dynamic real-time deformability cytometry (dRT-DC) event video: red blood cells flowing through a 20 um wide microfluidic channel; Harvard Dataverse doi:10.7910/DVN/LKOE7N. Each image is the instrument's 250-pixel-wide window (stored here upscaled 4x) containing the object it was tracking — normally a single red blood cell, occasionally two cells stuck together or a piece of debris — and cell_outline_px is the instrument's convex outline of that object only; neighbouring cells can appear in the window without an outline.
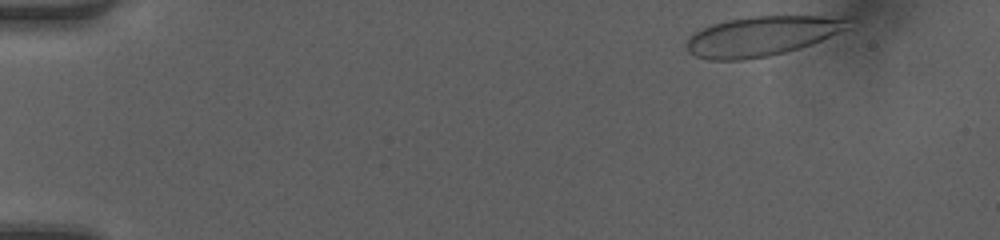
{"species": "human", "species_latin": "Homo sapiens", "temperature_condition": "room temperature", "stored_images_in_passage": 35, "camera_frame_rate_fps": 3000, "um_per_image_px": 0.085, "donor": {"sex": "female"}, "frame": {"image": 1, "passage_image": 1, "time_ms": 0.0, "image_size_px": [1000, 240], "cell_outline_px": [[856, 16], [848, 28], [812, 44], [800, 48], [768, 56], [744, 60], [708, 60], [696, 56], [688, 52], [684, 44], [688, 36], [692, 32], [712, 24], [728, 20], [748, 16]], "centroid_in_image_um": [64.77, 3.05], "position_along_channel_um": 20.2, "area_um2": 38.03}}
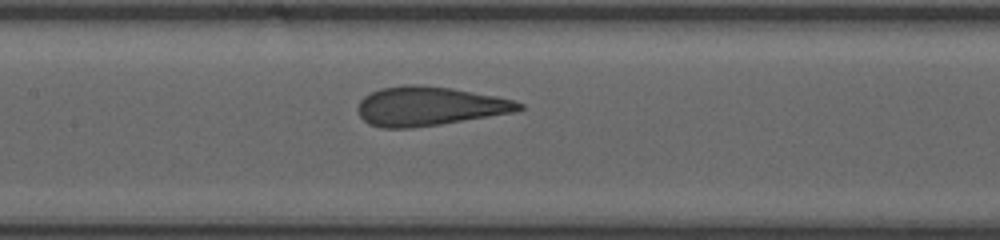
{"frame": {"image": 2, "passage_image": 17, "time_ms": 5.333, "image_size_px": [1000, 240], "cell_outline_px": [[524, 108], [516, 112], [440, 124], [408, 128], [380, 128], [368, 124], [360, 116], [356, 108], [360, 100], [364, 96], [380, 88], [404, 84], [416, 84], [452, 88], [496, 96], [516, 100], [524, 104]], "centroid_in_image_um": [36.49, 9.02], "position_along_channel_um": 170.9, "area_um2": 36.93}}
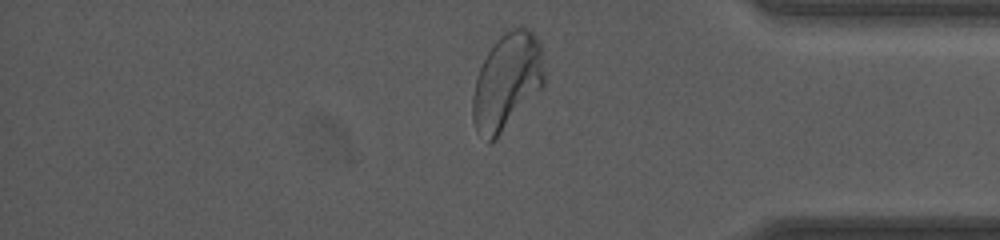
{"frame": {"image": 3, "passage_image": 32, "time_ms": 10.333, "image_size_px": [1000, 240], "cell_outline_px": [[544, 88], [496, 140], [492, 144], [488, 144], [476, 132], [472, 120], [472, 96], [476, 80], [480, 68], [488, 52], [496, 40], [500, 36], [520, 24], [528, 28], [536, 36], [540, 44], [544, 72]], "centroid_in_image_um": [43.09, 7.0], "position_along_channel_um": 392.1, "area_um2": 40.98}, "authors_computed_cell_mechanics": {"area_um2": 37.8012, "velocity_mm_per_s": 4.2302, "shape_relaxation_time_tau1_ms": 5.4332, "shape_relaxation_time_tau2_ms": null, "deformation_change_tau1": 0.2207, "deformation_change_tau2": null}}